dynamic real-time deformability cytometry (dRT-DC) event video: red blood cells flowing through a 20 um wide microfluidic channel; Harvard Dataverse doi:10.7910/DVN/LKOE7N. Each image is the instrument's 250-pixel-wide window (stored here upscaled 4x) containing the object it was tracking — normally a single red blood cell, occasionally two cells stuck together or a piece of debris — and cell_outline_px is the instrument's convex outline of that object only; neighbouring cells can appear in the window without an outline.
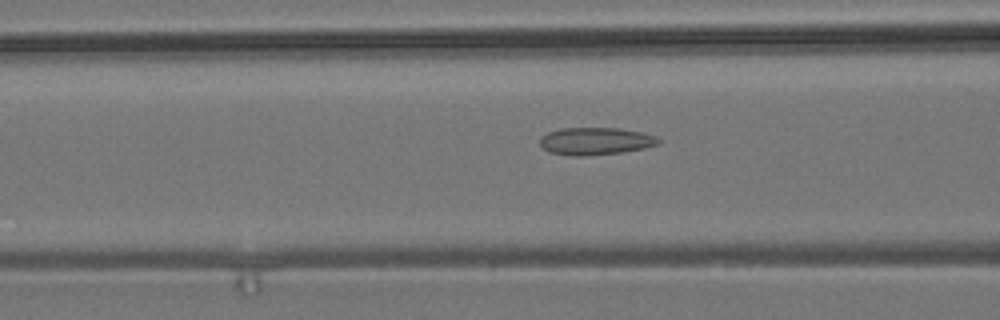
{"species": "common noctule bat (a hibernating species)", "species_latin": "Nyctalus noctula", "temperature_condition": "room temperature", "stored_images_in_passage": 28, "camera_frame_rate_fps": 3000, "um_per_image_px": 0.085, "animal": {"sex": "male", "body_mass_g": 19.2, "forearm_length_mm": 51.8}, "frame": {"image": 1, "passage_image": 9, "time_ms": 2.667, "image_size_px": [1000, 320], "cell_outline_px": [[660, 144], [644, 148], [620, 152], [584, 156], [572, 156], [548, 152], [540, 144], [540, 136], [548, 132], [560, 128], [620, 128], [640, 132], [656, 136], [660, 140]], "centroid_in_image_um": [50.59, 11.99], "position_along_channel_um": 116.0, "area_um2": 18.96}}
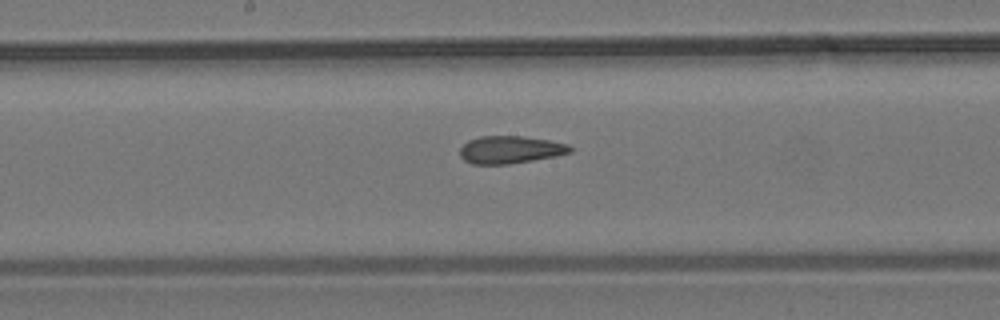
{"frame": {"image": 2, "passage_image": 16, "time_ms": 5.0, "image_size_px": [1000, 320], "cell_outline_px": [[576, 148], [572, 152], [556, 156], [508, 164], [472, 164], [464, 160], [460, 156], [460, 148], [468, 140], [480, 136], [524, 136], [548, 140], [568, 144]], "centroid_in_image_um": [43.4, 12.72], "position_along_channel_um": 204.8, "area_um2": 17.8}}
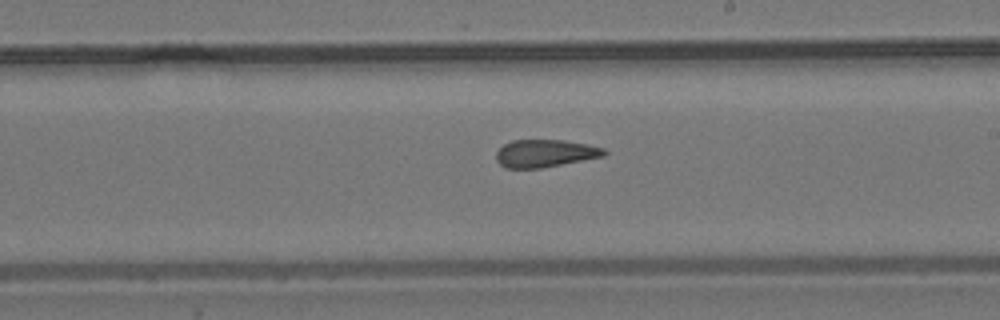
{"frame": {"image": 3, "passage_image": 19, "time_ms": 6.0, "image_size_px": [1000, 320], "cell_outline_px": [[608, 152], [604, 156], [540, 168], [504, 168], [496, 160], [496, 152], [504, 144], [512, 140], [564, 140], [588, 144], [604, 148]], "centroid_in_image_um": [46.32, 13.03], "position_along_channel_um": 242.7, "area_um2": 17.34}}